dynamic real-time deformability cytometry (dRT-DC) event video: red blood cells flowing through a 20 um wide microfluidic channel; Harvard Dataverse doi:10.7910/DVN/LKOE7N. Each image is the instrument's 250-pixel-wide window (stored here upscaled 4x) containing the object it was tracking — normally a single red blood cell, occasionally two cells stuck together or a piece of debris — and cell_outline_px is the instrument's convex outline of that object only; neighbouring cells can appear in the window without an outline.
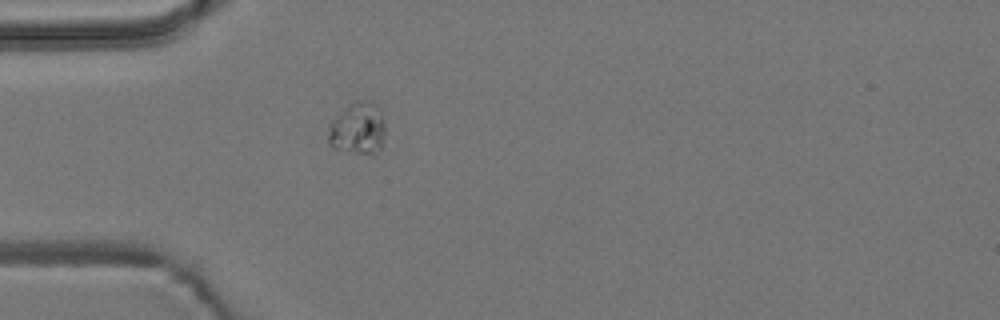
{"species": "common noctule bat (a hibernating species)", "species_latin": "Nyctalus noctula", "temperature_condition": "room temperature", "stored_images_in_passage": 1, "camera_frame_rate_fps": 3000, "um_per_image_px": 0.085, "animal": {"sex": "male", "body_mass_g": 19.2, "forearm_length_mm": 51.8}, "frame": {"image": 1, "passage_image": 1, "time_ms": 0.0, "image_size_px": [1000, 320], "cell_outline_px": [[384, 132], [380, 148], [372, 156], [332, 148], [328, 144], [328, 124], [332, 120], [356, 100], [368, 100], [376, 104], [384, 124]], "centroid_in_image_um": [30.38, 10.96], "position_along_channel_um": 54.6, "area_um2": 17.22}}